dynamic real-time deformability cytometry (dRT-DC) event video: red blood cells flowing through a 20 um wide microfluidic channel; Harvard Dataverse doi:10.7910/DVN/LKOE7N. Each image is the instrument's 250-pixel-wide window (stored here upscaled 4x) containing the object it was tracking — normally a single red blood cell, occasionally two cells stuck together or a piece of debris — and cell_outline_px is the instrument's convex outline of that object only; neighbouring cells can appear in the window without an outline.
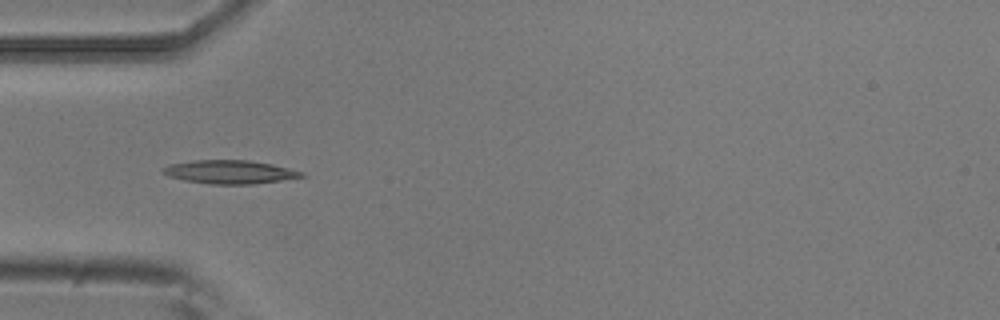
{"species": "common noctule bat (a hibernating species)", "species_latin": "Nyctalus noctula", "temperature_condition": "room temperature", "stored_images_in_passage": 7, "camera_frame_rate_fps": 3000, "um_per_image_px": 0.085, "animal": {"sex": "male", "body_mass_g": 20.5, "forearm_length_mm": 52.5}, "frame": {"image": 1, "passage_image": 5, "time_ms": 1.333, "image_size_px": [1000, 320], "cell_outline_px": [[308, 176], [252, 184], [212, 184], [184, 180], [168, 176], [160, 172], [160, 168], [168, 164], [196, 160], [248, 160], [272, 164], [304, 172]], "centroid_in_image_um": [19.49, 14.61], "position_along_channel_um": 65.5, "area_um2": 19.02}}
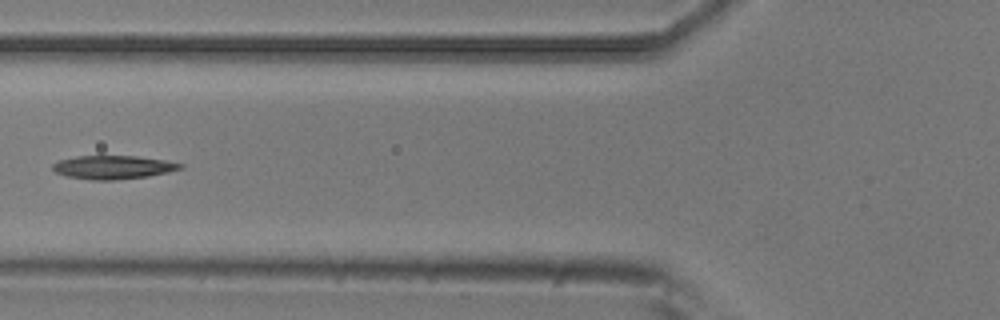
{"frame": {"image": 2, "passage_image": 6, "time_ms": 1.667, "image_size_px": [1000, 320], "cell_outline_px": [[184, 168], [168, 172], [148, 176], [112, 180], [92, 180], [68, 176], [56, 172], [52, 168], [52, 164], [60, 160], [76, 156], [136, 156], [164, 160], [184, 164]], "centroid_in_image_um": [9.63, 14.21], "position_along_channel_um": 116.2, "area_um2": 17.34}}
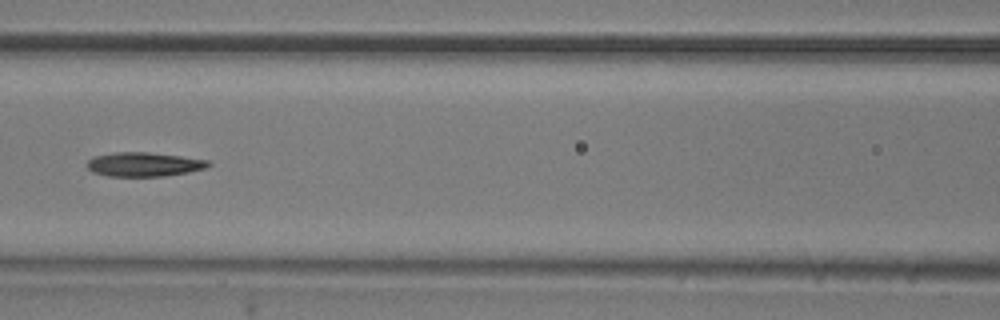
{"frame": {"image": 3, "passage_image": 7, "time_ms": 2.0, "image_size_px": [1000, 320], "cell_outline_px": [[212, 164], [204, 168], [188, 172], [164, 176], [108, 176], [92, 172], [88, 168], [88, 160], [92, 156], [116, 152], [148, 152], [180, 156], [208, 160]], "centroid_in_image_um": [12.21, 13.97], "position_along_channel_um": 154.4, "area_um2": 16.99}}